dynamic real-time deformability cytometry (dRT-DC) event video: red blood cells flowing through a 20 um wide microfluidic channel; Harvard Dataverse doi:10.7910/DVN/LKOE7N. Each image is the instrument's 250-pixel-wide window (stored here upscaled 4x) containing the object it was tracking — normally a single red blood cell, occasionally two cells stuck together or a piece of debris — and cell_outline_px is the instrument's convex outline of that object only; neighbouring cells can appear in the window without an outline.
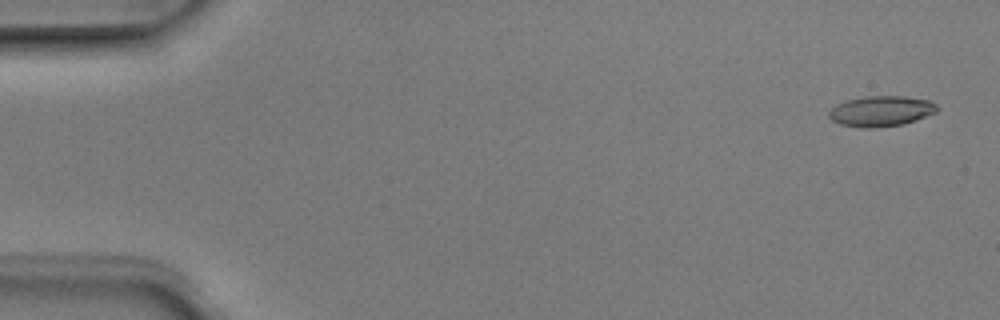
{"species": "Egyptian fruit bat (a non-hibernating species)", "species_latin": "Rousettus aegyptiacus", "temperature_condition": "room temperature", "stored_images_in_passage": 4, "camera_frame_rate_fps": 3000, "um_per_image_px": 0.085, "animal": {"sex": "male"}, "frame": {"image": 1, "passage_image": 1, "time_ms": 0.0, "image_size_px": [1000, 320], "cell_outline_px": [[940, 108], [936, 112], [916, 120], [904, 124], [876, 128], [860, 128], [840, 124], [832, 120], [828, 116], [828, 112], [836, 104], [848, 100], [864, 96], [904, 96], [928, 100], [936, 104]], "centroid_in_image_um": [74.89, 9.45], "position_along_channel_um": 10.1, "area_um2": 19.36}}
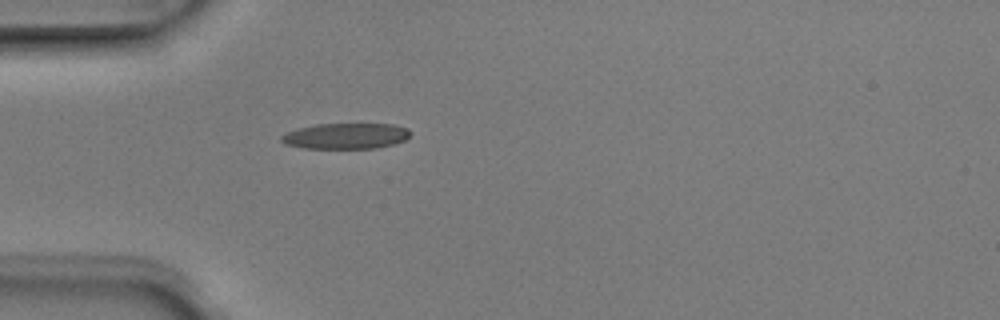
{"frame": {"image": 2, "passage_image": 4, "time_ms": 1.0, "image_size_px": [1000, 320], "cell_outline_px": [[412, 132], [404, 140], [392, 144], [376, 148], [304, 148], [284, 144], [280, 140], [280, 136], [296, 128], [316, 124], [392, 124], [408, 128]], "centroid_in_image_um": [29.37, 11.55], "position_along_channel_um": 55.6, "area_um2": 19.36}}